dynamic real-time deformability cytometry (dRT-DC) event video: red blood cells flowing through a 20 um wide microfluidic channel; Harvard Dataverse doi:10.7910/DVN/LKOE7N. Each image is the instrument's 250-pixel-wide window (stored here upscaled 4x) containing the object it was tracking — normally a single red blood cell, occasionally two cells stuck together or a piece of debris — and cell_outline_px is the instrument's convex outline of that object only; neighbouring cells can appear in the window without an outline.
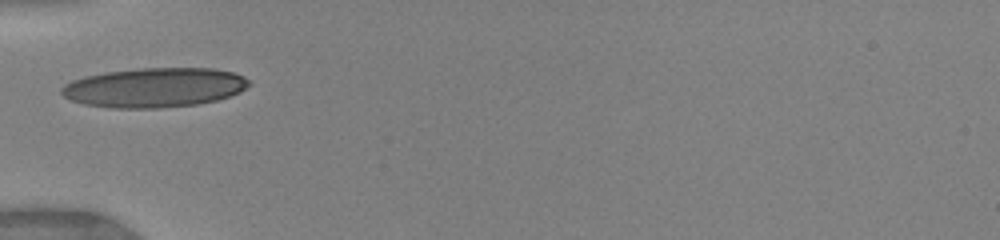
{"species": "human", "species_latin": "Homo sapiens", "temperature_condition": "warm", "stored_images_in_passage": 44, "camera_frame_rate_fps": 3000, "um_per_image_px": 0.085, "donor": {"sex": "female"}, "frame": {"image": 1, "passage_image": 1, "time_ms": 0.0, "image_size_px": [1000, 240], "cell_outline_px": [[252, 84], [240, 92], [216, 100], [196, 104], [160, 108], [112, 108], [84, 104], [72, 100], [64, 96], [60, 92], [60, 88], [64, 84], [72, 80], [84, 76], [108, 72], [144, 68], [212, 68], [232, 72], [244, 76]], "centroid_in_image_um": [13.12, 7.44], "position_along_channel_um": 71.9, "area_um2": 43.12}}